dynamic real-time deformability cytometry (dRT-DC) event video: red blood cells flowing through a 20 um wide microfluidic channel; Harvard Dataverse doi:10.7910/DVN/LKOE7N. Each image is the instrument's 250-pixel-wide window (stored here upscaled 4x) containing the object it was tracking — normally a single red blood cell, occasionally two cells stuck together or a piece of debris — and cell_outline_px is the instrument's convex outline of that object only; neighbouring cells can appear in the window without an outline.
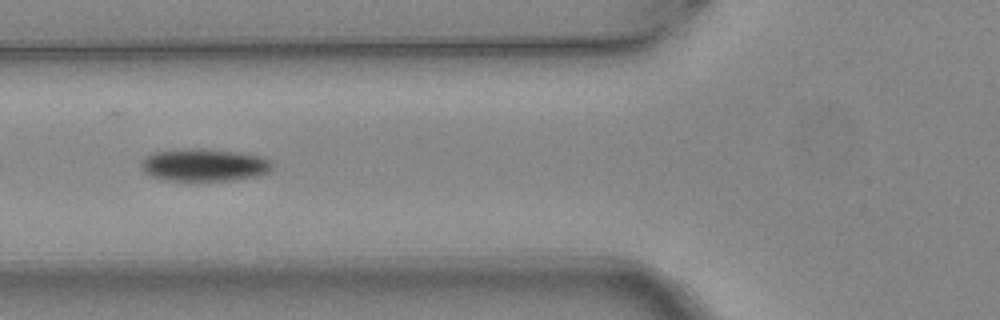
{"species": "common noctule bat (a hibernating species)", "species_latin": "Nyctalus noctula", "temperature_condition": "warm", "stored_images_in_passage": 7, "camera_frame_rate_fps": 3000, "um_per_image_px": 0.085, "animal": {"sex": "female", "body_mass_g": 24.6, "forearm_length_mm": 56.2}, "frame": {"image": 1, "passage_image": 5, "time_ms": 1.333, "image_size_px": [1000, 320], "cell_outline_px": [[276, 164], [268, 172], [260, 176], [232, 180], [164, 180], [152, 176], [144, 172], [140, 164], [148, 156], [156, 152], [188, 148], [192, 148], [240, 152], [264, 156], [272, 160]], "centroid_in_image_um": [17.46, 14.02], "position_along_channel_um": 108.3, "area_um2": 24.91}}
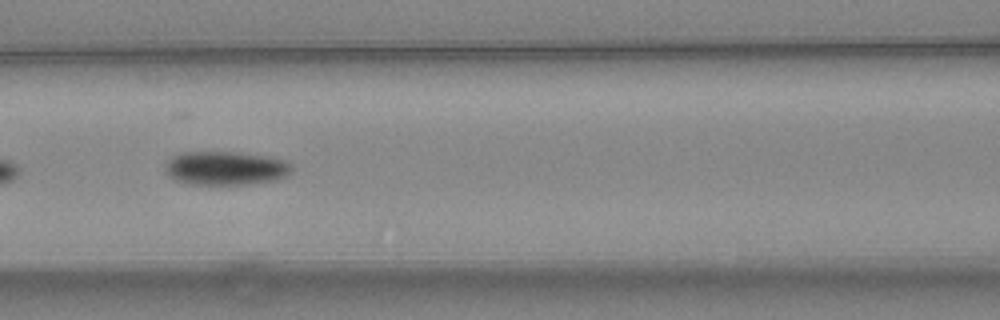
{"frame": {"image": 2, "passage_image": 6, "time_ms": 1.667, "image_size_px": [1000, 320], "cell_outline_px": [[292, 168], [284, 176], [276, 180], [248, 184], [188, 184], [176, 180], [168, 176], [164, 172], [164, 168], [168, 160], [172, 156], [180, 152], [240, 152], [268, 156], [284, 160], [292, 164]], "centroid_in_image_um": [19.13, 14.28], "position_along_channel_um": 147.5, "area_um2": 25.03}}
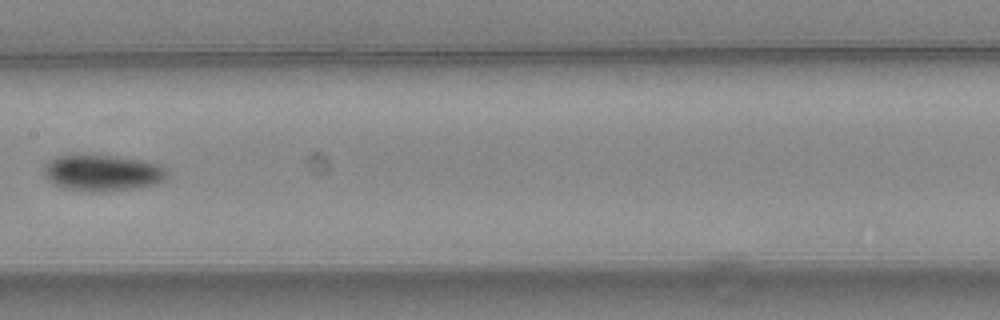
{"frame": {"image": 3, "passage_image": 7, "time_ms": 2.0, "image_size_px": [1000, 320], "cell_outline_px": [[168, 176], [164, 180], [156, 184], [132, 188], [104, 192], [88, 192], [64, 188], [52, 184], [44, 176], [44, 168], [56, 156], [116, 156], [144, 160], [156, 164], [164, 168], [168, 172]], "centroid_in_image_um": [8.73, 14.72], "position_along_channel_um": 198.7, "area_um2": 25.84}}